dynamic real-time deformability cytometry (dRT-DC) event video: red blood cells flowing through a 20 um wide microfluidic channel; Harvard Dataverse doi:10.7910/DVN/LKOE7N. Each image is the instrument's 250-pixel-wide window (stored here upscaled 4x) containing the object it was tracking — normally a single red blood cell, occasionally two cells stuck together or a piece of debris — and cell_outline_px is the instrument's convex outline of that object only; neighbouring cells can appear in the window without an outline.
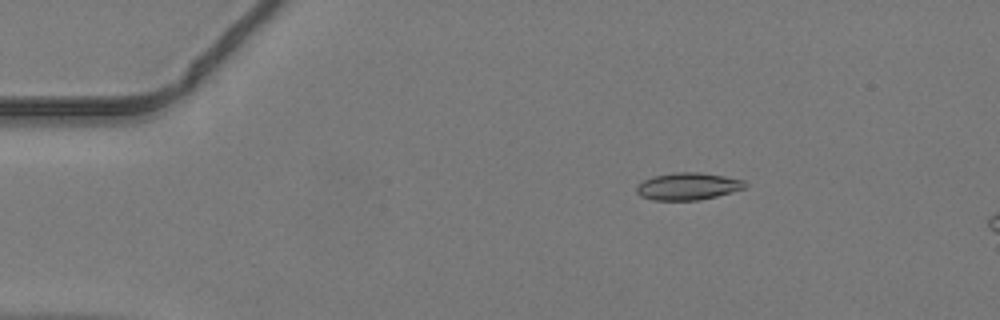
{"species": "common noctule bat (a hibernating species)", "species_latin": "Nyctalus noctula", "temperature_condition": "warm", "stored_images_in_passage": 19, "camera_frame_rate_fps": 3000, "um_per_image_px": 0.085, "animal": {"sex": "male", "body_mass_g": 19.2, "forearm_length_mm": 51.8}, "frame": {"image": 1, "passage_image": 9, "time_ms": 2.667, "image_size_px": [1000, 320], "cell_outline_px": [[748, 184], [744, 188], [732, 192], [700, 200], [652, 200], [640, 196], [636, 192], [636, 188], [644, 180], [652, 176], [672, 172], [700, 172], [724, 176], [744, 180]], "centroid_in_image_um": [58.47, 15.83], "position_along_channel_um": 26.5, "area_um2": 17.28}}